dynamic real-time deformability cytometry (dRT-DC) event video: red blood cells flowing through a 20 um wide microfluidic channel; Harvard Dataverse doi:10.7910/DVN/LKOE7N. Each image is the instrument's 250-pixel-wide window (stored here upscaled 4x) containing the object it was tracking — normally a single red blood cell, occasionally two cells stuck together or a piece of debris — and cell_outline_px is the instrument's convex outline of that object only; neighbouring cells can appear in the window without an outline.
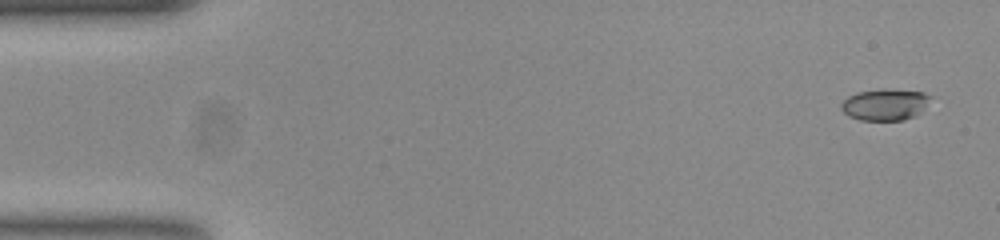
{"species": "common noctule bat (a hibernating species)", "species_latin": "Nyctalus noctula", "temperature_condition": "room temperature", "stored_images_in_passage": 10, "camera_frame_rate_fps": 3000, "um_per_image_px": 0.085, "animal": {"sex": "female", "body_mass_g": 23.0, "forearm_length_mm": 53.4}, "frame": {"image": 1, "passage_image": 1, "time_ms": 0.0, "image_size_px": [1000, 240], "cell_outline_px": [[932, 96], [916, 116], [904, 120], [860, 120], [848, 116], [840, 108], [840, 104], [848, 96], [856, 92], [924, 92]], "centroid_in_image_um": [75.17, 8.95], "position_along_channel_um": 9.8, "area_um2": 15.49}}